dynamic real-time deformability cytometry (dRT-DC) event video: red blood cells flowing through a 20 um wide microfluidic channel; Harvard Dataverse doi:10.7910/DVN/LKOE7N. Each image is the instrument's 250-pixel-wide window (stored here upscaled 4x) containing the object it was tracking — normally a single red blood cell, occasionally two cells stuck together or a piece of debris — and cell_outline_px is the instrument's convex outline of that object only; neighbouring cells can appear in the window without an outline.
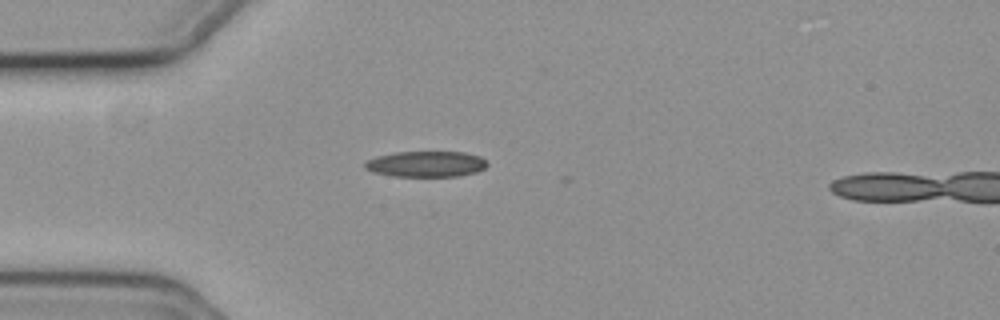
{"species": "common noctule bat (a hibernating species)", "species_latin": "Nyctalus noctula", "temperature_condition": "cold", "stored_images_in_passage": 37, "camera_frame_rate_fps": 3000, "um_per_image_px": 0.085, "animal": {"sex": "female", "body_mass_g": 19.3, "forearm_length_mm": 54.1}, "frame": {"image": 1, "passage_image": 1, "time_ms": 0.0, "image_size_px": [1000, 320], "cell_outline_px": [[488, 164], [484, 168], [476, 172], [460, 176], [392, 176], [372, 172], [364, 168], [364, 164], [368, 160], [376, 156], [396, 152], [464, 152], [480, 156]], "centroid_in_image_um": [36.2, 13.94], "position_along_channel_um": 48.8, "area_um2": 18.38}}
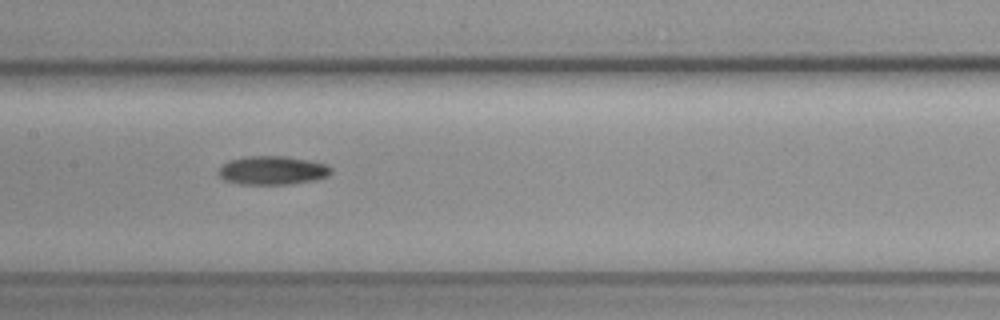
{"frame": {"image": 2, "passage_image": 13, "time_ms": 4.0, "image_size_px": [1000, 320], "cell_outline_px": [[332, 172], [328, 176], [316, 180], [288, 184], [240, 184], [224, 180], [216, 172], [228, 160], [248, 156], [284, 156], [324, 164], [332, 168]], "centroid_in_image_um": [23.13, 14.49], "position_along_channel_um": 184.3, "area_um2": 18.67}}
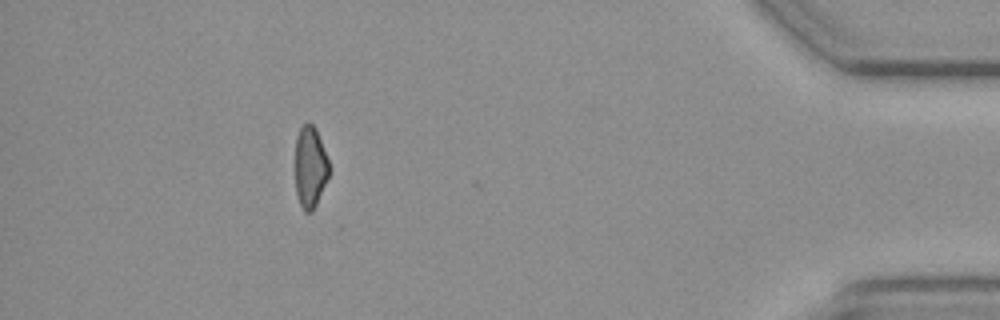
{"frame": {"image": 3, "passage_image": 36, "time_ms": 11.667, "image_size_px": [1000, 320], "cell_outline_px": [[328, 176], [316, 204], [312, 212], [304, 212], [300, 204], [296, 192], [296, 136], [300, 128], [308, 120], [316, 128], [328, 160]], "centroid_in_image_um": [26.35, 14.17], "position_along_channel_um": 408.8, "area_um2": 15.84}, "authors_computed_cell_mechanics": {"area_um2": 18.3804, "velocity_mm_per_s": 3.7086, "shape_relaxation_time_tau1_ms": 9.7842, "shape_relaxation_time_tau2_ms": null, "deformation_change_tau1": 0.2004, "deformation_change_tau2": null}}